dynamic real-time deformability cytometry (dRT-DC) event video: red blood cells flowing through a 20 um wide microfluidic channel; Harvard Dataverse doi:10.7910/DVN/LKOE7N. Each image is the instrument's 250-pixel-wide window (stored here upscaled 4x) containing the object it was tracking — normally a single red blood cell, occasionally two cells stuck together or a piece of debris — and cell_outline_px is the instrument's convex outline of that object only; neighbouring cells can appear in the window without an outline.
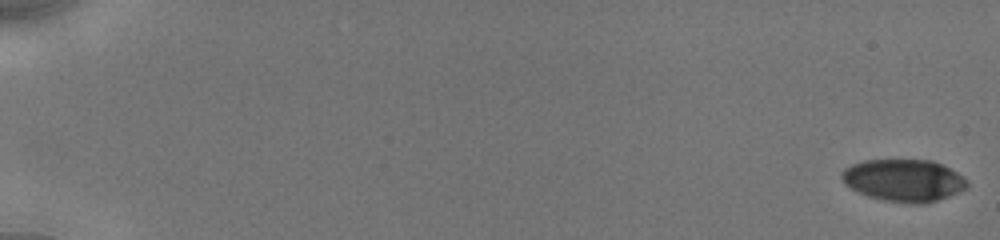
{"species": "human", "species_latin": "Homo sapiens", "temperature_condition": "cold", "stored_images_in_passage": 9, "camera_frame_rate_fps": 3000, "um_per_image_px": 0.085, "donor": {"sex": "male"}, "frame": {"image": 1, "passage_image": 1, "time_ms": 0.0, "image_size_px": [1000, 240], "cell_outline_px": [[968, 184], [960, 192], [924, 204], [912, 204], [884, 200], [868, 196], [844, 184], [840, 176], [840, 172], [844, 168], [852, 164], [864, 160], [932, 160], [964, 176], [968, 180]], "centroid_in_image_um": [76.8, 15.33], "position_along_channel_um": 8.2, "area_um2": 30.81}}
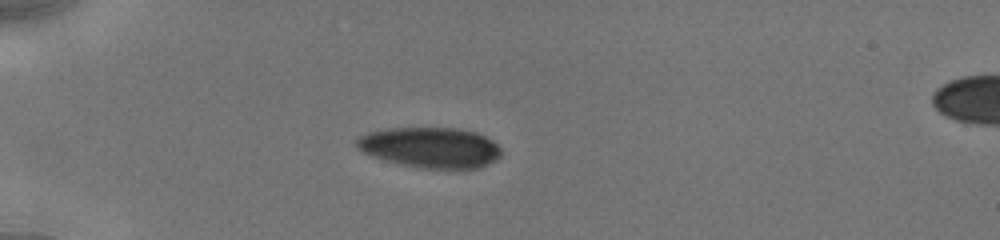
{"frame": {"image": 2, "passage_image": 7, "time_ms": 5.333, "image_size_px": [1000, 240], "cell_outline_px": [[500, 156], [496, 160], [480, 168], [420, 168], [400, 164], [384, 160], [364, 152], [356, 148], [356, 140], [360, 136], [368, 132], [388, 128], [456, 128], [476, 132], [492, 140], [500, 148]], "centroid_in_image_um": [36.58, 12.53], "position_along_channel_um": 48.4, "area_um2": 34.04}}
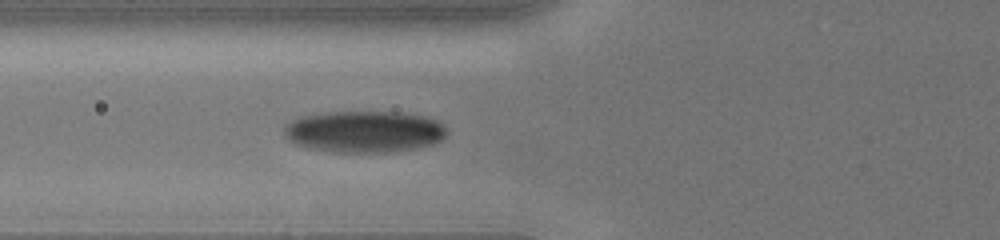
{"frame": {"image": 3, "passage_image": 9, "time_ms": 7.333, "image_size_px": [1000, 240], "cell_outline_px": [[444, 136], [440, 140], [432, 144], [420, 148], [388, 152], [332, 152], [308, 148], [296, 144], [288, 140], [284, 136], [284, 128], [292, 120], [304, 116], [328, 112], [396, 112], [420, 116], [436, 120], [444, 128]], "centroid_in_image_um": [30.91, 11.2], "position_along_channel_um": 94.9, "area_um2": 39.13}}